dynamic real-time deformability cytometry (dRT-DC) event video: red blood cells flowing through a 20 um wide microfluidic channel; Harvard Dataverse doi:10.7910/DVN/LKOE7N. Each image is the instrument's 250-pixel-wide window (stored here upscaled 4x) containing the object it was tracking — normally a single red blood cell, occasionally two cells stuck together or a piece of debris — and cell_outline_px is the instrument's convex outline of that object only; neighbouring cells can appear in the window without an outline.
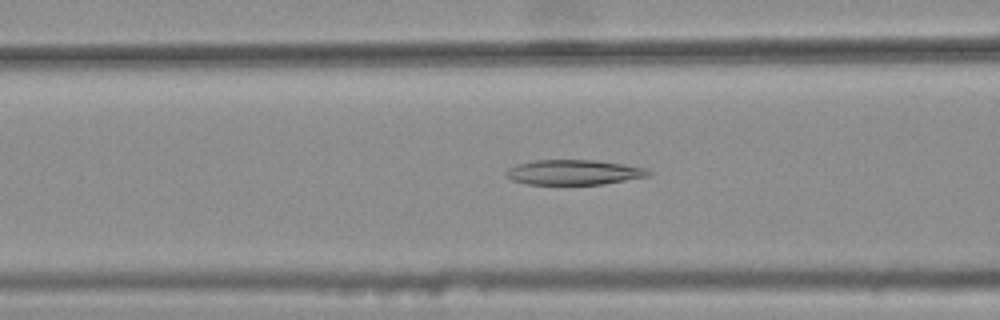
{"species": "common noctule bat (a hibernating species)", "species_latin": "Nyctalus noctula", "temperature_condition": "warm", "stored_images_in_passage": 19, "camera_frame_rate_fps": 3000, "um_per_image_px": 0.085, "animal": {"sex": "female", "body_mass_g": 25.1}, "frame": {"image": 1, "passage_image": 5, "time_ms": 1.333, "image_size_px": [1000, 320], "cell_outline_px": [[652, 172], [648, 176], [604, 184], [528, 184], [512, 180], [504, 176], [504, 172], [508, 168], [516, 164], [536, 160], [596, 160], [624, 164], [644, 168]], "centroid_in_image_um": [48.73, 14.64], "position_along_channel_um": 117.9, "area_um2": 20.75}}
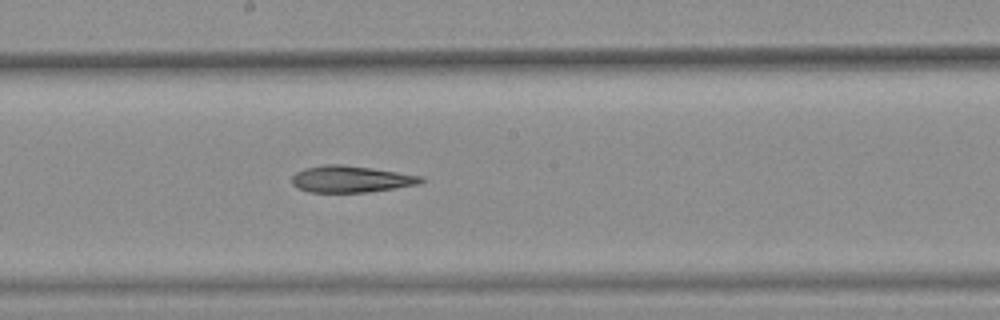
{"frame": {"image": 2, "passage_image": 13, "time_ms": 4.0, "image_size_px": [1000, 320], "cell_outline_px": [[424, 180], [420, 184], [396, 188], [368, 192], [308, 192], [292, 184], [292, 176], [296, 172], [304, 168], [328, 164], [344, 164], [372, 168], [424, 176]], "centroid_in_image_um": [29.86, 15.22], "position_along_channel_um": 218.3, "area_um2": 20.11}}
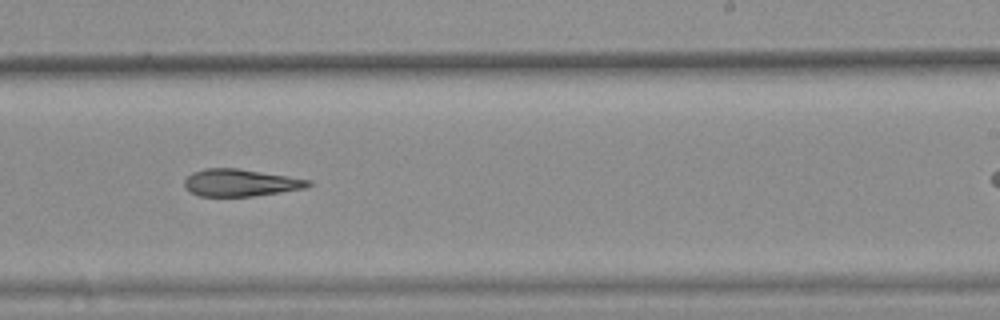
{"frame": {"image": 3, "passage_image": 17, "time_ms": 5.333, "image_size_px": [1000, 320], "cell_outline_px": [[312, 184], [304, 188], [280, 192], [252, 196], [200, 196], [184, 188], [184, 180], [192, 172], [204, 168], [236, 168], [288, 176], [312, 180]], "centroid_in_image_um": [20.42, 15.52], "position_along_channel_um": 268.6, "area_um2": 19.54}}